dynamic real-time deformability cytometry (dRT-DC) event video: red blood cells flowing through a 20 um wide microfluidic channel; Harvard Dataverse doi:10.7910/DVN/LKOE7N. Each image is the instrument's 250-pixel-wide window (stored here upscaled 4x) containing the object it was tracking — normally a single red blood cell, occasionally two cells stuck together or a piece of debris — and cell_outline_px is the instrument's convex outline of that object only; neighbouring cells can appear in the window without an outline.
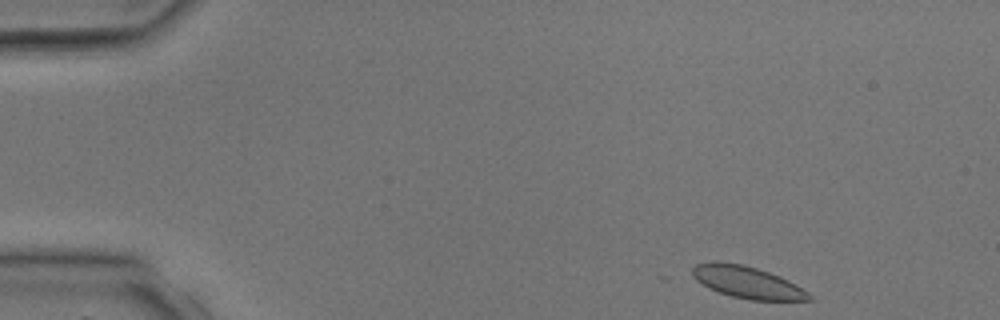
{"species": "common noctule bat (a hibernating species)", "species_latin": "Nyctalus noctula", "temperature_condition": "room temperature", "stored_images_in_passage": 2, "camera_frame_rate_fps": 3000, "um_per_image_px": 0.085, "animal": {"sex": "male", "body_mass_g": 17.9, "forearm_length_mm": 54.2}, "frame": {"image": 1, "passage_image": 1, "time_ms": 0.0, "image_size_px": [1000, 320], "cell_outline_px": [[812, 300], [752, 300], [732, 296], [708, 288], [696, 280], [692, 276], [692, 268], [696, 264], [712, 260], [720, 260], [744, 264], [780, 276], [796, 284], [808, 292], [812, 296]], "centroid_in_image_um": [63.48, 23.96], "position_along_channel_um": 21.5, "area_um2": 21.91}}